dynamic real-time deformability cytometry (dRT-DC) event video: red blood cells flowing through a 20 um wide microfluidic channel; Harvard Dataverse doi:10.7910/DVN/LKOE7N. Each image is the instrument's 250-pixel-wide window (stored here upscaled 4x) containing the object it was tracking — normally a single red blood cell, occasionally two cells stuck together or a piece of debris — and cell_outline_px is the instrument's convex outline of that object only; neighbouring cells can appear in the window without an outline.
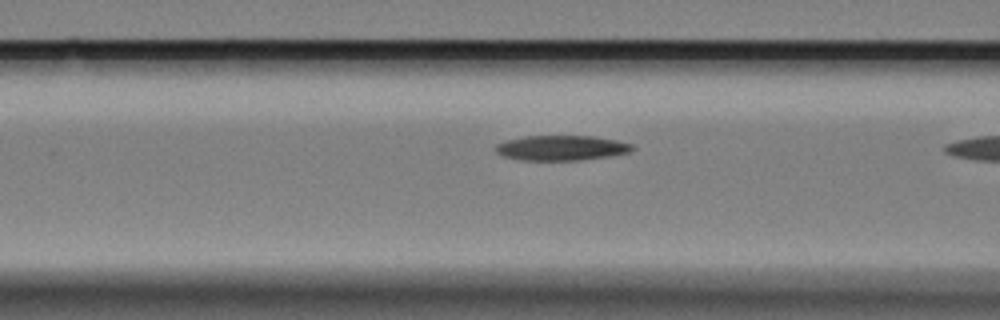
{"species": "Egyptian fruit bat (a non-hibernating species)", "species_latin": "Rousettus aegyptiacus", "temperature_condition": "cold", "stored_images_in_passage": 8, "camera_frame_rate_fps": 3000, "um_per_image_px": 0.085, "animal": {"sex": "female"}, "frame": {"image": 1, "passage_image": 7, "time_ms": 2.0, "image_size_px": [1000, 320], "cell_outline_px": [[636, 148], [632, 152], [612, 156], [580, 160], [524, 160], [504, 156], [496, 152], [496, 144], [508, 140], [524, 136], [592, 136], [616, 140], [632, 144]], "centroid_in_image_um": [47.79, 12.57], "position_along_channel_um": 118.8, "area_um2": 19.94}}